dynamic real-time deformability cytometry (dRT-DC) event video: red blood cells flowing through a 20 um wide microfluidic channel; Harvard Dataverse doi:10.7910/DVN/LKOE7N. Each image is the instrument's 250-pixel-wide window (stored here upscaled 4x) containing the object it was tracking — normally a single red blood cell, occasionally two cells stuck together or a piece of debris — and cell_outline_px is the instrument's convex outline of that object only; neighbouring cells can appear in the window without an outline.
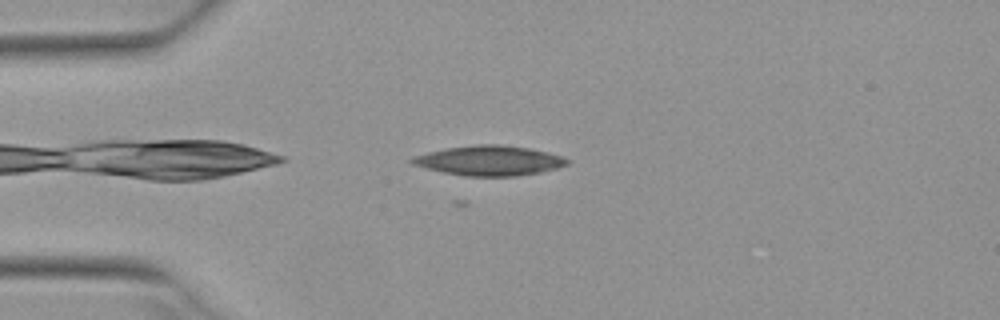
{"species": "Egyptian fruit bat (a non-hibernating species)", "species_latin": "Rousettus aegyptiacus", "temperature_condition": "warm", "stored_images_in_passage": 5, "camera_frame_rate_fps": 3000, "um_per_image_px": 0.085, "animal": {"sex": "female"}, "frame": {"image": 1, "passage_image": 5, "time_ms": 1.333, "image_size_px": [1000, 320], "cell_outline_px": [[572, 160], [568, 164], [556, 168], [540, 172], [516, 176], [464, 176], [444, 172], [412, 164], [408, 160], [412, 156], [444, 148], [476, 144], [500, 144], [528, 148], [548, 152]], "centroid_in_image_um": [41.58, 13.64], "position_along_channel_um": 43.4, "area_um2": 26.99}}